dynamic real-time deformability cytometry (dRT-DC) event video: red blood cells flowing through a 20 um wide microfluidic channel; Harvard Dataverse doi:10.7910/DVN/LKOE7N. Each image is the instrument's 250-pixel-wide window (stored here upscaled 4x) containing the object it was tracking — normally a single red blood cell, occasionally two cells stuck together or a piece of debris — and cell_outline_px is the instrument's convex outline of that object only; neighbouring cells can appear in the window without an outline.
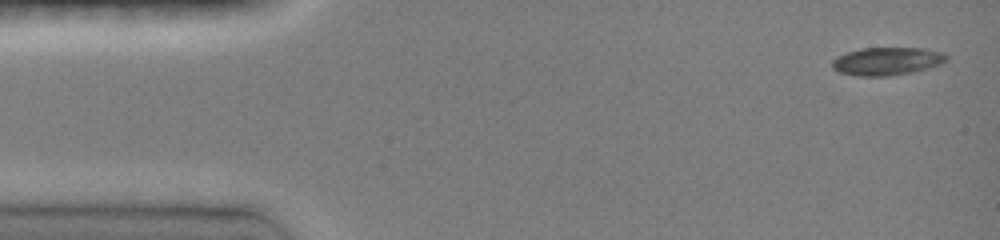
{"species": "common noctule bat (a hibernating species)", "species_latin": "Nyctalus noctula", "temperature_condition": "room temperature", "stored_images_in_passage": 22, "camera_frame_rate_fps": 3000, "um_per_image_px": 0.085, "animal": {"sex": "female", "body_mass_g": 19.0, "forearm_length_mm": 51.5}, "frame": {"image": 1, "passage_image": 1, "time_ms": 0.0, "image_size_px": [1000, 240], "cell_outline_px": [[948, 60], [940, 64], [928, 68], [912, 72], [888, 76], [856, 76], [840, 72], [832, 68], [832, 60], [836, 56], [860, 48], [924, 48], [944, 52], [948, 56]], "centroid_in_image_um": [75.4, 5.2], "position_along_channel_um": 9.6, "area_um2": 18.73}}
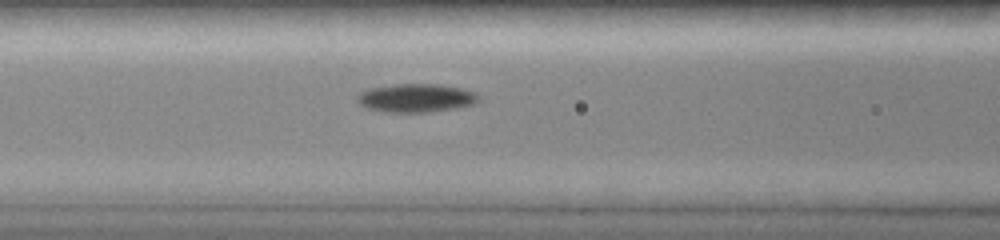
{"frame": {"image": 2, "passage_image": 8, "time_ms": 5.667, "image_size_px": [1000, 240], "cell_outline_px": [[480, 100], [476, 104], [456, 108], [428, 112], [384, 112], [368, 108], [360, 104], [356, 100], [356, 96], [360, 92], [368, 88], [392, 84], [440, 84], [460, 88], [476, 92], [480, 96]], "centroid_in_image_um": [35.38, 8.32], "position_along_channel_um": 131.2, "area_um2": 20.4}}
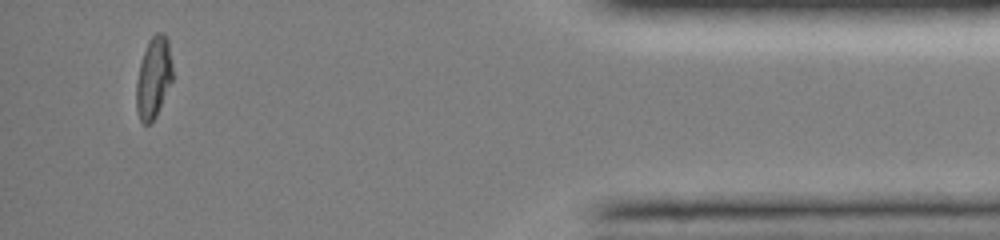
{"frame": {"image": 3, "passage_image": 20, "time_ms": 14.0, "image_size_px": [1000, 240], "cell_outline_px": [[172, 80], [156, 116], [148, 124], [144, 124], [140, 120], [136, 108], [136, 80], [140, 64], [148, 40], [156, 32], [164, 32], [168, 40], [172, 64]], "centroid_in_image_um": [13.05, 6.57], "position_along_channel_um": 422.2, "area_um2": 17.11}, "authors_computed_cell_mechanics": {"area_um2": 18.3804, "velocity_mm_per_s": 4.06, "shape_relaxation_time_tau1_ms": 6.88, "shape_relaxation_time_tau2_ms": null, "deformation_change_tau1": 0.1524, "deformation_change_tau2": null}}